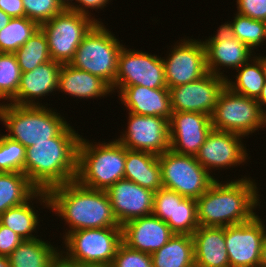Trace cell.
I'll use <instances>...</instances> for the list:
<instances>
[{
  "mask_svg": "<svg viewBox=\"0 0 266 267\" xmlns=\"http://www.w3.org/2000/svg\"><path fill=\"white\" fill-rule=\"evenodd\" d=\"M255 181L251 176L221 182L217 179L196 199L199 226L227 227L250 221L261 203Z\"/></svg>",
  "mask_w": 266,
  "mask_h": 267,
  "instance_id": "obj_1",
  "label": "cell"
},
{
  "mask_svg": "<svg viewBox=\"0 0 266 267\" xmlns=\"http://www.w3.org/2000/svg\"><path fill=\"white\" fill-rule=\"evenodd\" d=\"M47 193L49 210L69 226L62 238L74 230L121 227L105 190L88 188L73 180L52 187Z\"/></svg>",
  "mask_w": 266,
  "mask_h": 267,
  "instance_id": "obj_2",
  "label": "cell"
},
{
  "mask_svg": "<svg viewBox=\"0 0 266 267\" xmlns=\"http://www.w3.org/2000/svg\"><path fill=\"white\" fill-rule=\"evenodd\" d=\"M80 138L69 124L58 136L26 148L24 174L38 190L76 179Z\"/></svg>",
  "mask_w": 266,
  "mask_h": 267,
  "instance_id": "obj_3",
  "label": "cell"
},
{
  "mask_svg": "<svg viewBox=\"0 0 266 267\" xmlns=\"http://www.w3.org/2000/svg\"><path fill=\"white\" fill-rule=\"evenodd\" d=\"M94 143L81 135L75 180L85 187L106 191L124 179L126 147L116 139Z\"/></svg>",
  "mask_w": 266,
  "mask_h": 267,
  "instance_id": "obj_4",
  "label": "cell"
},
{
  "mask_svg": "<svg viewBox=\"0 0 266 267\" xmlns=\"http://www.w3.org/2000/svg\"><path fill=\"white\" fill-rule=\"evenodd\" d=\"M56 111V112H55ZM0 120L8 130L4 134L25 148L58 136L70 123L48 106H22L4 103Z\"/></svg>",
  "mask_w": 266,
  "mask_h": 267,
  "instance_id": "obj_5",
  "label": "cell"
},
{
  "mask_svg": "<svg viewBox=\"0 0 266 267\" xmlns=\"http://www.w3.org/2000/svg\"><path fill=\"white\" fill-rule=\"evenodd\" d=\"M114 35L103 22L96 23L69 62L73 67L103 79L112 89L117 74L118 55L124 46Z\"/></svg>",
  "mask_w": 266,
  "mask_h": 267,
  "instance_id": "obj_6",
  "label": "cell"
},
{
  "mask_svg": "<svg viewBox=\"0 0 266 267\" xmlns=\"http://www.w3.org/2000/svg\"><path fill=\"white\" fill-rule=\"evenodd\" d=\"M60 252L80 266H110L122 243L121 227L74 230L64 238Z\"/></svg>",
  "mask_w": 266,
  "mask_h": 267,
  "instance_id": "obj_7",
  "label": "cell"
},
{
  "mask_svg": "<svg viewBox=\"0 0 266 267\" xmlns=\"http://www.w3.org/2000/svg\"><path fill=\"white\" fill-rule=\"evenodd\" d=\"M210 119L213 129L243 137L266 126V116L256 99L237 94L227 86L220 93Z\"/></svg>",
  "mask_w": 266,
  "mask_h": 267,
  "instance_id": "obj_8",
  "label": "cell"
},
{
  "mask_svg": "<svg viewBox=\"0 0 266 267\" xmlns=\"http://www.w3.org/2000/svg\"><path fill=\"white\" fill-rule=\"evenodd\" d=\"M162 184L178 194L198 199L218 179L210 174L191 155H182L168 150L158 155Z\"/></svg>",
  "mask_w": 266,
  "mask_h": 267,
  "instance_id": "obj_9",
  "label": "cell"
},
{
  "mask_svg": "<svg viewBox=\"0 0 266 267\" xmlns=\"http://www.w3.org/2000/svg\"><path fill=\"white\" fill-rule=\"evenodd\" d=\"M97 22L84 14L64 9L40 25L44 32L50 57L61 64L69 63L85 35Z\"/></svg>",
  "mask_w": 266,
  "mask_h": 267,
  "instance_id": "obj_10",
  "label": "cell"
},
{
  "mask_svg": "<svg viewBox=\"0 0 266 267\" xmlns=\"http://www.w3.org/2000/svg\"><path fill=\"white\" fill-rule=\"evenodd\" d=\"M162 57L167 88L191 83L207 75L205 47L199 39L184 38Z\"/></svg>",
  "mask_w": 266,
  "mask_h": 267,
  "instance_id": "obj_11",
  "label": "cell"
},
{
  "mask_svg": "<svg viewBox=\"0 0 266 267\" xmlns=\"http://www.w3.org/2000/svg\"><path fill=\"white\" fill-rule=\"evenodd\" d=\"M140 85L152 89L167 88L162 57L127 49L123 46L118 55L114 87Z\"/></svg>",
  "mask_w": 266,
  "mask_h": 267,
  "instance_id": "obj_12",
  "label": "cell"
},
{
  "mask_svg": "<svg viewBox=\"0 0 266 267\" xmlns=\"http://www.w3.org/2000/svg\"><path fill=\"white\" fill-rule=\"evenodd\" d=\"M260 216L250 221L225 227V244L230 267H256L259 265L266 226Z\"/></svg>",
  "mask_w": 266,
  "mask_h": 267,
  "instance_id": "obj_13",
  "label": "cell"
},
{
  "mask_svg": "<svg viewBox=\"0 0 266 267\" xmlns=\"http://www.w3.org/2000/svg\"><path fill=\"white\" fill-rule=\"evenodd\" d=\"M127 129L116 139L130 150L156 155L170 149L169 120L159 116H144L128 112Z\"/></svg>",
  "mask_w": 266,
  "mask_h": 267,
  "instance_id": "obj_14",
  "label": "cell"
},
{
  "mask_svg": "<svg viewBox=\"0 0 266 267\" xmlns=\"http://www.w3.org/2000/svg\"><path fill=\"white\" fill-rule=\"evenodd\" d=\"M243 138L236 133L212 129L195 158L210 174L213 170L244 165L250 157Z\"/></svg>",
  "mask_w": 266,
  "mask_h": 267,
  "instance_id": "obj_15",
  "label": "cell"
},
{
  "mask_svg": "<svg viewBox=\"0 0 266 267\" xmlns=\"http://www.w3.org/2000/svg\"><path fill=\"white\" fill-rule=\"evenodd\" d=\"M226 78L208 73L204 77L168 88L172 112H197L211 116Z\"/></svg>",
  "mask_w": 266,
  "mask_h": 267,
  "instance_id": "obj_16",
  "label": "cell"
},
{
  "mask_svg": "<svg viewBox=\"0 0 266 267\" xmlns=\"http://www.w3.org/2000/svg\"><path fill=\"white\" fill-rule=\"evenodd\" d=\"M202 42L205 47L208 72L226 79L228 76L224 74V69L236 70L256 54L222 25L218 27L213 36L202 39ZM223 67L224 69L221 71Z\"/></svg>",
  "mask_w": 266,
  "mask_h": 267,
  "instance_id": "obj_17",
  "label": "cell"
},
{
  "mask_svg": "<svg viewBox=\"0 0 266 267\" xmlns=\"http://www.w3.org/2000/svg\"><path fill=\"white\" fill-rule=\"evenodd\" d=\"M210 116L197 112H172L169 120L170 150L196 156L212 130Z\"/></svg>",
  "mask_w": 266,
  "mask_h": 267,
  "instance_id": "obj_18",
  "label": "cell"
},
{
  "mask_svg": "<svg viewBox=\"0 0 266 267\" xmlns=\"http://www.w3.org/2000/svg\"><path fill=\"white\" fill-rule=\"evenodd\" d=\"M106 193L121 226L132 219L152 215L155 192L150 189L121 179L109 187Z\"/></svg>",
  "mask_w": 266,
  "mask_h": 267,
  "instance_id": "obj_19",
  "label": "cell"
},
{
  "mask_svg": "<svg viewBox=\"0 0 266 267\" xmlns=\"http://www.w3.org/2000/svg\"><path fill=\"white\" fill-rule=\"evenodd\" d=\"M121 229L123 244L148 254L159 250L175 234L166 222L153 214L132 219Z\"/></svg>",
  "mask_w": 266,
  "mask_h": 267,
  "instance_id": "obj_20",
  "label": "cell"
},
{
  "mask_svg": "<svg viewBox=\"0 0 266 267\" xmlns=\"http://www.w3.org/2000/svg\"><path fill=\"white\" fill-rule=\"evenodd\" d=\"M61 66V63L50 60L32 71L22 72L17 94L9 103L22 106L48 105L40 103V97L43 99V96L57 91Z\"/></svg>",
  "mask_w": 266,
  "mask_h": 267,
  "instance_id": "obj_21",
  "label": "cell"
},
{
  "mask_svg": "<svg viewBox=\"0 0 266 267\" xmlns=\"http://www.w3.org/2000/svg\"><path fill=\"white\" fill-rule=\"evenodd\" d=\"M117 91V92H116ZM119 94V100L127 112L159 116L170 120L172 109L168 88H148L140 85L113 87V93Z\"/></svg>",
  "mask_w": 266,
  "mask_h": 267,
  "instance_id": "obj_22",
  "label": "cell"
},
{
  "mask_svg": "<svg viewBox=\"0 0 266 267\" xmlns=\"http://www.w3.org/2000/svg\"><path fill=\"white\" fill-rule=\"evenodd\" d=\"M57 91L80 100L113 95V89L106 81L87 71L75 68L69 63L61 66Z\"/></svg>",
  "mask_w": 266,
  "mask_h": 267,
  "instance_id": "obj_23",
  "label": "cell"
},
{
  "mask_svg": "<svg viewBox=\"0 0 266 267\" xmlns=\"http://www.w3.org/2000/svg\"><path fill=\"white\" fill-rule=\"evenodd\" d=\"M192 238L195 267H230L225 227L199 226Z\"/></svg>",
  "mask_w": 266,
  "mask_h": 267,
  "instance_id": "obj_24",
  "label": "cell"
},
{
  "mask_svg": "<svg viewBox=\"0 0 266 267\" xmlns=\"http://www.w3.org/2000/svg\"><path fill=\"white\" fill-rule=\"evenodd\" d=\"M35 201L36 204L38 203L43 205V207L45 206L44 209L46 207V209H49V196L47 191L38 190L25 203L9 208L4 213L0 214V224L17 233L23 240H33L38 238V235L36 236L35 234H32L37 232V228L40 226L39 223L41 221L39 219L40 214L37 213L38 210L34 207Z\"/></svg>",
  "mask_w": 266,
  "mask_h": 267,
  "instance_id": "obj_25",
  "label": "cell"
},
{
  "mask_svg": "<svg viewBox=\"0 0 266 267\" xmlns=\"http://www.w3.org/2000/svg\"><path fill=\"white\" fill-rule=\"evenodd\" d=\"M124 179L157 192L163 187L158 155L126 148Z\"/></svg>",
  "mask_w": 266,
  "mask_h": 267,
  "instance_id": "obj_26",
  "label": "cell"
},
{
  "mask_svg": "<svg viewBox=\"0 0 266 267\" xmlns=\"http://www.w3.org/2000/svg\"><path fill=\"white\" fill-rule=\"evenodd\" d=\"M258 55L236 69L235 80L230 76L226 79V86L233 92L254 99L259 97L266 81V55Z\"/></svg>",
  "mask_w": 266,
  "mask_h": 267,
  "instance_id": "obj_27",
  "label": "cell"
},
{
  "mask_svg": "<svg viewBox=\"0 0 266 267\" xmlns=\"http://www.w3.org/2000/svg\"><path fill=\"white\" fill-rule=\"evenodd\" d=\"M151 257L153 267H195L193 238L187 234H174Z\"/></svg>",
  "mask_w": 266,
  "mask_h": 267,
  "instance_id": "obj_28",
  "label": "cell"
},
{
  "mask_svg": "<svg viewBox=\"0 0 266 267\" xmlns=\"http://www.w3.org/2000/svg\"><path fill=\"white\" fill-rule=\"evenodd\" d=\"M36 238L23 242L7 257L10 267H49L51 261L60 252L48 241ZM58 249V250H57Z\"/></svg>",
  "mask_w": 266,
  "mask_h": 267,
  "instance_id": "obj_29",
  "label": "cell"
},
{
  "mask_svg": "<svg viewBox=\"0 0 266 267\" xmlns=\"http://www.w3.org/2000/svg\"><path fill=\"white\" fill-rule=\"evenodd\" d=\"M37 191L24 173L0 172V214L25 203Z\"/></svg>",
  "mask_w": 266,
  "mask_h": 267,
  "instance_id": "obj_30",
  "label": "cell"
},
{
  "mask_svg": "<svg viewBox=\"0 0 266 267\" xmlns=\"http://www.w3.org/2000/svg\"><path fill=\"white\" fill-rule=\"evenodd\" d=\"M239 41L255 51L258 47L266 45V22L255 20L236 13L232 21L221 24Z\"/></svg>",
  "mask_w": 266,
  "mask_h": 267,
  "instance_id": "obj_31",
  "label": "cell"
},
{
  "mask_svg": "<svg viewBox=\"0 0 266 267\" xmlns=\"http://www.w3.org/2000/svg\"><path fill=\"white\" fill-rule=\"evenodd\" d=\"M14 55L20 66L21 73L32 71L39 65L50 60L48 43L44 32L39 28Z\"/></svg>",
  "mask_w": 266,
  "mask_h": 267,
  "instance_id": "obj_32",
  "label": "cell"
},
{
  "mask_svg": "<svg viewBox=\"0 0 266 267\" xmlns=\"http://www.w3.org/2000/svg\"><path fill=\"white\" fill-rule=\"evenodd\" d=\"M40 28L27 17H13L0 30V52L14 53Z\"/></svg>",
  "mask_w": 266,
  "mask_h": 267,
  "instance_id": "obj_33",
  "label": "cell"
},
{
  "mask_svg": "<svg viewBox=\"0 0 266 267\" xmlns=\"http://www.w3.org/2000/svg\"><path fill=\"white\" fill-rule=\"evenodd\" d=\"M21 70L14 53L0 52V101H11L17 94ZM5 100V101H4Z\"/></svg>",
  "mask_w": 266,
  "mask_h": 267,
  "instance_id": "obj_34",
  "label": "cell"
},
{
  "mask_svg": "<svg viewBox=\"0 0 266 267\" xmlns=\"http://www.w3.org/2000/svg\"><path fill=\"white\" fill-rule=\"evenodd\" d=\"M166 223L175 234L192 236L199 227L196 199L184 197L182 201L176 202L174 220H168Z\"/></svg>",
  "mask_w": 266,
  "mask_h": 267,
  "instance_id": "obj_35",
  "label": "cell"
},
{
  "mask_svg": "<svg viewBox=\"0 0 266 267\" xmlns=\"http://www.w3.org/2000/svg\"><path fill=\"white\" fill-rule=\"evenodd\" d=\"M26 148L19 142L0 134V172L24 173Z\"/></svg>",
  "mask_w": 266,
  "mask_h": 267,
  "instance_id": "obj_36",
  "label": "cell"
},
{
  "mask_svg": "<svg viewBox=\"0 0 266 267\" xmlns=\"http://www.w3.org/2000/svg\"><path fill=\"white\" fill-rule=\"evenodd\" d=\"M25 17L39 25L51 20L64 9L57 0H22Z\"/></svg>",
  "mask_w": 266,
  "mask_h": 267,
  "instance_id": "obj_37",
  "label": "cell"
},
{
  "mask_svg": "<svg viewBox=\"0 0 266 267\" xmlns=\"http://www.w3.org/2000/svg\"><path fill=\"white\" fill-rule=\"evenodd\" d=\"M184 196L176 191L160 188L154 194L152 214L164 222L174 220V211L176 210V202L182 201Z\"/></svg>",
  "mask_w": 266,
  "mask_h": 267,
  "instance_id": "obj_38",
  "label": "cell"
},
{
  "mask_svg": "<svg viewBox=\"0 0 266 267\" xmlns=\"http://www.w3.org/2000/svg\"><path fill=\"white\" fill-rule=\"evenodd\" d=\"M109 267H153L151 254L133 250L121 243Z\"/></svg>",
  "mask_w": 266,
  "mask_h": 267,
  "instance_id": "obj_39",
  "label": "cell"
},
{
  "mask_svg": "<svg viewBox=\"0 0 266 267\" xmlns=\"http://www.w3.org/2000/svg\"><path fill=\"white\" fill-rule=\"evenodd\" d=\"M237 13L266 22V0H236Z\"/></svg>",
  "mask_w": 266,
  "mask_h": 267,
  "instance_id": "obj_40",
  "label": "cell"
},
{
  "mask_svg": "<svg viewBox=\"0 0 266 267\" xmlns=\"http://www.w3.org/2000/svg\"><path fill=\"white\" fill-rule=\"evenodd\" d=\"M23 239L11 229L0 224V255L8 257Z\"/></svg>",
  "mask_w": 266,
  "mask_h": 267,
  "instance_id": "obj_41",
  "label": "cell"
},
{
  "mask_svg": "<svg viewBox=\"0 0 266 267\" xmlns=\"http://www.w3.org/2000/svg\"><path fill=\"white\" fill-rule=\"evenodd\" d=\"M75 2H77L79 5H77ZM110 2L111 0H75L74 5L69 10L87 15L93 18L97 23H102V19L99 21L95 18V15L94 17L92 16L93 13H91V10L93 9L96 11L98 9H104ZM88 9H91L90 12Z\"/></svg>",
  "mask_w": 266,
  "mask_h": 267,
  "instance_id": "obj_42",
  "label": "cell"
},
{
  "mask_svg": "<svg viewBox=\"0 0 266 267\" xmlns=\"http://www.w3.org/2000/svg\"><path fill=\"white\" fill-rule=\"evenodd\" d=\"M0 9L12 18L25 16L22 0H0Z\"/></svg>",
  "mask_w": 266,
  "mask_h": 267,
  "instance_id": "obj_43",
  "label": "cell"
},
{
  "mask_svg": "<svg viewBox=\"0 0 266 267\" xmlns=\"http://www.w3.org/2000/svg\"><path fill=\"white\" fill-rule=\"evenodd\" d=\"M49 267H79V265L66 258L61 252L51 261Z\"/></svg>",
  "mask_w": 266,
  "mask_h": 267,
  "instance_id": "obj_44",
  "label": "cell"
},
{
  "mask_svg": "<svg viewBox=\"0 0 266 267\" xmlns=\"http://www.w3.org/2000/svg\"><path fill=\"white\" fill-rule=\"evenodd\" d=\"M256 101L259 103L262 113L266 116V81Z\"/></svg>",
  "mask_w": 266,
  "mask_h": 267,
  "instance_id": "obj_45",
  "label": "cell"
},
{
  "mask_svg": "<svg viewBox=\"0 0 266 267\" xmlns=\"http://www.w3.org/2000/svg\"><path fill=\"white\" fill-rule=\"evenodd\" d=\"M258 266L266 267V236L262 243L261 252H260V261H259Z\"/></svg>",
  "mask_w": 266,
  "mask_h": 267,
  "instance_id": "obj_46",
  "label": "cell"
},
{
  "mask_svg": "<svg viewBox=\"0 0 266 267\" xmlns=\"http://www.w3.org/2000/svg\"><path fill=\"white\" fill-rule=\"evenodd\" d=\"M11 18V16L0 9V30L10 22Z\"/></svg>",
  "mask_w": 266,
  "mask_h": 267,
  "instance_id": "obj_47",
  "label": "cell"
},
{
  "mask_svg": "<svg viewBox=\"0 0 266 267\" xmlns=\"http://www.w3.org/2000/svg\"><path fill=\"white\" fill-rule=\"evenodd\" d=\"M63 9H70L74 5V0H57Z\"/></svg>",
  "mask_w": 266,
  "mask_h": 267,
  "instance_id": "obj_48",
  "label": "cell"
},
{
  "mask_svg": "<svg viewBox=\"0 0 266 267\" xmlns=\"http://www.w3.org/2000/svg\"><path fill=\"white\" fill-rule=\"evenodd\" d=\"M0 267H10L8 258L0 255Z\"/></svg>",
  "mask_w": 266,
  "mask_h": 267,
  "instance_id": "obj_49",
  "label": "cell"
},
{
  "mask_svg": "<svg viewBox=\"0 0 266 267\" xmlns=\"http://www.w3.org/2000/svg\"><path fill=\"white\" fill-rule=\"evenodd\" d=\"M79 267H109V266H94V265H92V266H91V265H87V266H80V265H79Z\"/></svg>",
  "mask_w": 266,
  "mask_h": 267,
  "instance_id": "obj_50",
  "label": "cell"
}]
</instances>
